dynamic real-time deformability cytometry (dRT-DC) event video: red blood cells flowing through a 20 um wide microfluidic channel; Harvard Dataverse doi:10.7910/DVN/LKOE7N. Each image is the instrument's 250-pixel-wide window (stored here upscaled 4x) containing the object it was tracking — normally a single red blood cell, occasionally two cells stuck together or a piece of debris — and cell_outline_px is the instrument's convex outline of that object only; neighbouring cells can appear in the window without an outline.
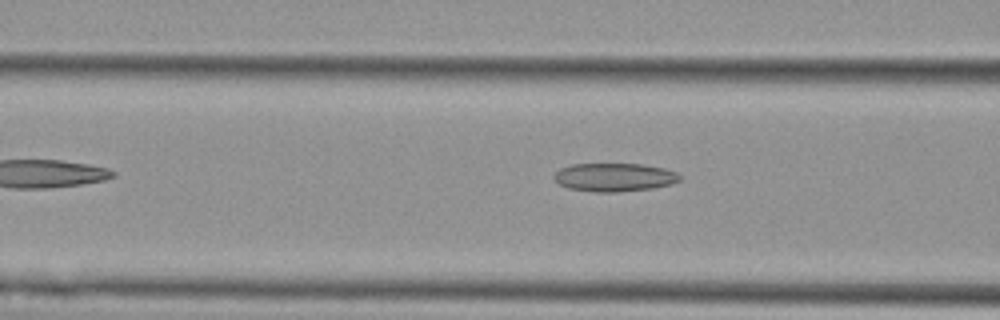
{"species": "Egyptian fruit bat (a non-hibernating species)", "species_latin": "Rousettus aegyptiacus", "temperature_condition": "cold", "stored_images_in_passage": 9, "camera_frame_rate_fps": 3000, "um_per_image_px": 0.085, "animal": {"sex": "female"}, "frame": {"image": 1, "passage_image": 7, "time_ms": 2.0, "image_size_px": [1000, 320], "cell_outline_px": [[680, 180], [672, 184], [652, 188], [616, 192], [596, 192], [568, 188], [560, 184], [552, 176], [560, 168], [572, 164], [644, 164], [664, 168], [676, 172], [680, 176]], "centroid_in_image_um": [52.22, 15.06], "position_along_channel_um": 114.4, "area_um2": 20.75}}